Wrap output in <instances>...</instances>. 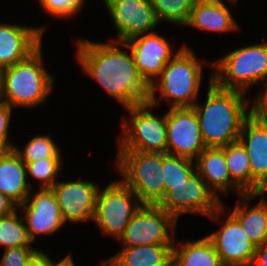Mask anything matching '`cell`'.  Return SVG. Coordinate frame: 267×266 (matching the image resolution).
I'll use <instances>...</instances> for the list:
<instances>
[{"label":"cell","instance_id":"obj_30","mask_svg":"<svg viewBox=\"0 0 267 266\" xmlns=\"http://www.w3.org/2000/svg\"><path fill=\"white\" fill-rule=\"evenodd\" d=\"M62 158H46L26 164L27 177L32 176L40 183V188H52L57 182L58 173L61 171Z\"/></svg>","mask_w":267,"mask_h":266},{"label":"cell","instance_id":"obj_39","mask_svg":"<svg viewBox=\"0 0 267 266\" xmlns=\"http://www.w3.org/2000/svg\"><path fill=\"white\" fill-rule=\"evenodd\" d=\"M48 260H49V266H76L73 262V258L71 254H68L66 257L63 258V260H61L58 263L52 262V259L49 258V256H48Z\"/></svg>","mask_w":267,"mask_h":266},{"label":"cell","instance_id":"obj_31","mask_svg":"<svg viewBox=\"0 0 267 266\" xmlns=\"http://www.w3.org/2000/svg\"><path fill=\"white\" fill-rule=\"evenodd\" d=\"M46 13L57 18H68L76 15L83 7L85 0H38Z\"/></svg>","mask_w":267,"mask_h":266},{"label":"cell","instance_id":"obj_3","mask_svg":"<svg viewBox=\"0 0 267 266\" xmlns=\"http://www.w3.org/2000/svg\"><path fill=\"white\" fill-rule=\"evenodd\" d=\"M42 45L26 59L1 70L0 101L11 108H33L48 98L54 76L43 65Z\"/></svg>","mask_w":267,"mask_h":266},{"label":"cell","instance_id":"obj_16","mask_svg":"<svg viewBox=\"0 0 267 266\" xmlns=\"http://www.w3.org/2000/svg\"><path fill=\"white\" fill-rule=\"evenodd\" d=\"M123 47L131 51L137 70L150 83L155 81L164 66L175 56L167 39L156 32L126 41Z\"/></svg>","mask_w":267,"mask_h":266},{"label":"cell","instance_id":"obj_7","mask_svg":"<svg viewBox=\"0 0 267 266\" xmlns=\"http://www.w3.org/2000/svg\"><path fill=\"white\" fill-rule=\"evenodd\" d=\"M157 206L177 220L183 213H192L218 221L221 218L219 215L225 213L220 197L214 194L196 171L179 185H167L164 197Z\"/></svg>","mask_w":267,"mask_h":266},{"label":"cell","instance_id":"obj_2","mask_svg":"<svg viewBox=\"0 0 267 266\" xmlns=\"http://www.w3.org/2000/svg\"><path fill=\"white\" fill-rule=\"evenodd\" d=\"M205 105L193 106L197 113L202 139L206 148H222L239 140L244 120L251 114L246 111L249 100L237 90L218 87L209 79Z\"/></svg>","mask_w":267,"mask_h":266},{"label":"cell","instance_id":"obj_25","mask_svg":"<svg viewBox=\"0 0 267 266\" xmlns=\"http://www.w3.org/2000/svg\"><path fill=\"white\" fill-rule=\"evenodd\" d=\"M222 148L231 180L245 194H251V168L245 147L238 140Z\"/></svg>","mask_w":267,"mask_h":266},{"label":"cell","instance_id":"obj_26","mask_svg":"<svg viewBox=\"0 0 267 266\" xmlns=\"http://www.w3.org/2000/svg\"><path fill=\"white\" fill-rule=\"evenodd\" d=\"M17 212L15 210L12 214L0 218V247L7 249L32 245L24 218H20Z\"/></svg>","mask_w":267,"mask_h":266},{"label":"cell","instance_id":"obj_27","mask_svg":"<svg viewBox=\"0 0 267 266\" xmlns=\"http://www.w3.org/2000/svg\"><path fill=\"white\" fill-rule=\"evenodd\" d=\"M152 4L157 20L176 25L188 23L195 0H149Z\"/></svg>","mask_w":267,"mask_h":266},{"label":"cell","instance_id":"obj_20","mask_svg":"<svg viewBox=\"0 0 267 266\" xmlns=\"http://www.w3.org/2000/svg\"><path fill=\"white\" fill-rule=\"evenodd\" d=\"M234 3L237 0H226ZM225 0H195L188 23L185 26L199 29V31L231 32L238 30Z\"/></svg>","mask_w":267,"mask_h":266},{"label":"cell","instance_id":"obj_13","mask_svg":"<svg viewBox=\"0 0 267 266\" xmlns=\"http://www.w3.org/2000/svg\"><path fill=\"white\" fill-rule=\"evenodd\" d=\"M55 194L64 223L94 220L99 187L89 181L56 182Z\"/></svg>","mask_w":267,"mask_h":266},{"label":"cell","instance_id":"obj_36","mask_svg":"<svg viewBox=\"0 0 267 266\" xmlns=\"http://www.w3.org/2000/svg\"><path fill=\"white\" fill-rule=\"evenodd\" d=\"M18 206L0 192V218L12 214Z\"/></svg>","mask_w":267,"mask_h":266},{"label":"cell","instance_id":"obj_29","mask_svg":"<svg viewBox=\"0 0 267 266\" xmlns=\"http://www.w3.org/2000/svg\"><path fill=\"white\" fill-rule=\"evenodd\" d=\"M195 161L163 153L164 186L179 185L187 180L195 171Z\"/></svg>","mask_w":267,"mask_h":266},{"label":"cell","instance_id":"obj_9","mask_svg":"<svg viewBox=\"0 0 267 266\" xmlns=\"http://www.w3.org/2000/svg\"><path fill=\"white\" fill-rule=\"evenodd\" d=\"M100 190L99 188L96 197L93 221L103 234L119 239L142 204L135 193L121 180L113 181L105 189Z\"/></svg>","mask_w":267,"mask_h":266},{"label":"cell","instance_id":"obj_6","mask_svg":"<svg viewBox=\"0 0 267 266\" xmlns=\"http://www.w3.org/2000/svg\"><path fill=\"white\" fill-rule=\"evenodd\" d=\"M212 65V81L218 87L246 94L251 85L267 81V41L238 48Z\"/></svg>","mask_w":267,"mask_h":266},{"label":"cell","instance_id":"obj_24","mask_svg":"<svg viewBox=\"0 0 267 266\" xmlns=\"http://www.w3.org/2000/svg\"><path fill=\"white\" fill-rule=\"evenodd\" d=\"M173 246L172 266H221V260L213 243L206 236Z\"/></svg>","mask_w":267,"mask_h":266},{"label":"cell","instance_id":"obj_5","mask_svg":"<svg viewBox=\"0 0 267 266\" xmlns=\"http://www.w3.org/2000/svg\"><path fill=\"white\" fill-rule=\"evenodd\" d=\"M120 179L142 205L157 206L164 197L163 153L118 150L115 160Z\"/></svg>","mask_w":267,"mask_h":266},{"label":"cell","instance_id":"obj_34","mask_svg":"<svg viewBox=\"0 0 267 266\" xmlns=\"http://www.w3.org/2000/svg\"><path fill=\"white\" fill-rule=\"evenodd\" d=\"M13 108L8 104L0 101V139L10 141L8 139L9 125Z\"/></svg>","mask_w":267,"mask_h":266},{"label":"cell","instance_id":"obj_38","mask_svg":"<svg viewBox=\"0 0 267 266\" xmlns=\"http://www.w3.org/2000/svg\"><path fill=\"white\" fill-rule=\"evenodd\" d=\"M28 266H49L48 255L41 251Z\"/></svg>","mask_w":267,"mask_h":266},{"label":"cell","instance_id":"obj_14","mask_svg":"<svg viewBox=\"0 0 267 266\" xmlns=\"http://www.w3.org/2000/svg\"><path fill=\"white\" fill-rule=\"evenodd\" d=\"M18 209L25 213L23 218L31 242L35 241L37 235L52 234L65 224L51 188H40L37 193L30 192L26 202L19 205Z\"/></svg>","mask_w":267,"mask_h":266},{"label":"cell","instance_id":"obj_19","mask_svg":"<svg viewBox=\"0 0 267 266\" xmlns=\"http://www.w3.org/2000/svg\"><path fill=\"white\" fill-rule=\"evenodd\" d=\"M194 161L196 172L205 180L215 195L218 196L217 190L225 195H228L229 191L239 194L238 196L245 194L231 180L223 148H205Z\"/></svg>","mask_w":267,"mask_h":266},{"label":"cell","instance_id":"obj_23","mask_svg":"<svg viewBox=\"0 0 267 266\" xmlns=\"http://www.w3.org/2000/svg\"><path fill=\"white\" fill-rule=\"evenodd\" d=\"M174 245L123 247L109 258L116 266H172Z\"/></svg>","mask_w":267,"mask_h":266},{"label":"cell","instance_id":"obj_21","mask_svg":"<svg viewBox=\"0 0 267 266\" xmlns=\"http://www.w3.org/2000/svg\"><path fill=\"white\" fill-rule=\"evenodd\" d=\"M264 194L266 192L240 195L239 204L231 212V215L240 223L247 238L255 246L267 239V200H265ZM256 197L261 199L248 210L250 200Z\"/></svg>","mask_w":267,"mask_h":266},{"label":"cell","instance_id":"obj_12","mask_svg":"<svg viewBox=\"0 0 267 266\" xmlns=\"http://www.w3.org/2000/svg\"><path fill=\"white\" fill-rule=\"evenodd\" d=\"M117 29L116 42H126L140 35L153 33L158 24L149 0H103Z\"/></svg>","mask_w":267,"mask_h":266},{"label":"cell","instance_id":"obj_37","mask_svg":"<svg viewBox=\"0 0 267 266\" xmlns=\"http://www.w3.org/2000/svg\"><path fill=\"white\" fill-rule=\"evenodd\" d=\"M14 143L0 139V160L7 157L14 150Z\"/></svg>","mask_w":267,"mask_h":266},{"label":"cell","instance_id":"obj_10","mask_svg":"<svg viewBox=\"0 0 267 266\" xmlns=\"http://www.w3.org/2000/svg\"><path fill=\"white\" fill-rule=\"evenodd\" d=\"M178 220L164 209L142 205L133 215L119 240L123 247L139 245H174ZM171 233V235L168 233Z\"/></svg>","mask_w":267,"mask_h":266},{"label":"cell","instance_id":"obj_8","mask_svg":"<svg viewBox=\"0 0 267 266\" xmlns=\"http://www.w3.org/2000/svg\"><path fill=\"white\" fill-rule=\"evenodd\" d=\"M152 108V105L125 108L130 119H123L118 150L167 153V113L157 117L151 113Z\"/></svg>","mask_w":267,"mask_h":266},{"label":"cell","instance_id":"obj_22","mask_svg":"<svg viewBox=\"0 0 267 266\" xmlns=\"http://www.w3.org/2000/svg\"><path fill=\"white\" fill-rule=\"evenodd\" d=\"M26 178V164L14 151L0 160V192L17 206L26 202L31 191Z\"/></svg>","mask_w":267,"mask_h":266},{"label":"cell","instance_id":"obj_35","mask_svg":"<svg viewBox=\"0 0 267 266\" xmlns=\"http://www.w3.org/2000/svg\"><path fill=\"white\" fill-rule=\"evenodd\" d=\"M267 266V239L256 246L253 261L250 266Z\"/></svg>","mask_w":267,"mask_h":266},{"label":"cell","instance_id":"obj_15","mask_svg":"<svg viewBox=\"0 0 267 266\" xmlns=\"http://www.w3.org/2000/svg\"><path fill=\"white\" fill-rule=\"evenodd\" d=\"M239 141L251 168V194L267 193V124L250 114L243 122Z\"/></svg>","mask_w":267,"mask_h":266},{"label":"cell","instance_id":"obj_40","mask_svg":"<svg viewBox=\"0 0 267 266\" xmlns=\"http://www.w3.org/2000/svg\"><path fill=\"white\" fill-rule=\"evenodd\" d=\"M100 266H116L110 259H106Z\"/></svg>","mask_w":267,"mask_h":266},{"label":"cell","instance_id":"obj_4","mask_svg":"<svg viewBox=\"0 0 267 266\" xmlns=\"http://www.w3.org/2000/svg\"><path fill=\"white\" fill-rule=\"evenodd\" d=\"M202 65L192 49L181 47L175 56L164 66L161 74L152 85V106H157L155 94L171 103V108L193 107L198 97L202 80ZM157 89V90H156Z\"/></svg>","mask_w":267,"mask_h":266},{"label":"cell","instance_id":"obj_18","mask_svg":"<svg viewBox=\"0 0 267 266\" xmlns=\"http://www.w3.org/2000/svg\"><path fill=\"white\" fill-rule=\"evenodd\" d=\"M42 27L0 24V70L26 59L42 43Z\"/></svg>","mask_w":267,"mask_h":266},{"label":"cell","instance_id":"obj_11","mask_svg":"<svg viewBox=\"0 0 267 266\" xmlns=\"http://www.w3.org/2000/svg\"><path fill=\"white\" fill-rule=\"evenodd\" d=\"M167 153L195 160L206 148L193 107L170 108L167 112Z\"/></svg>","mask_w":267,"mask_h":266},{"label":"cell","instance_id":"obj_17","mask_svg":"<svg viewBox=\"0 0 267 266\" xmlns=\"http://www.w3.org/2000/svg\"><path fill=\"white\" fill-rule=\"evenodd\" d=\"M225 220L218 231L207 235L221 263L231 266H250L256 246L247 238L240 223L231 214Z\"/></svg>","mask_w":267,"mask_h":266},{"label":"cell","instance_id":"obj_1","mask_svg":"<svg viewBox=\"0 0 267 266\" xmlns=\"http://www.w3.org/2000/svg\"><path fill=\"white\" fill-rule=\"evenodd\" d=\"M77 60L84 73L99 83L123 107L152 104V85L137 70L122 42L77 40Z\"/></svg>","mask_w":267,"mask_h":266},{"label":"cell","instance_id":"obj_28","mask_svg":"<svg viewBox=\"0 0 267 266\" xmlns=\"http://www.w3.org/2000/svg\"><path fill=\"white\" fill-rule=\"evenodd\" d=\"M22 149L14 146L13 151L24 163L35 162L43 158H62L61 151L49 135L34 136Z\"/></svg>","mask_w":267,"mask_h":266},{"label":"cell","instance_id":"obj_33","mask_svg":"<svg viewBox=\"0 0 267 266\" xmlns=\"http://www.w3.org/2000/svg\"><path fill=\"white\" fill-rule=\"evenodd\" d=\"M265 90L258 93L256 99L251 105V114H253L258 120L267 124V82L265 83Z\"/></svg>","mask_w":267,"mask_h":266},{"label":"cell","instance_id":"obj_32","mask_svg":"<svg viewBox=\"0 0 267 266\" xmlns=\"http://www.w3.org/2000/svg\"><path fill=\"white\" fill-rule=\"evenodd\" d=\"M40 252L31 246L7 248L4 251L0 266H28Z\"/></svg>","mask_w":267,"mask_h":266}]
</instances>
